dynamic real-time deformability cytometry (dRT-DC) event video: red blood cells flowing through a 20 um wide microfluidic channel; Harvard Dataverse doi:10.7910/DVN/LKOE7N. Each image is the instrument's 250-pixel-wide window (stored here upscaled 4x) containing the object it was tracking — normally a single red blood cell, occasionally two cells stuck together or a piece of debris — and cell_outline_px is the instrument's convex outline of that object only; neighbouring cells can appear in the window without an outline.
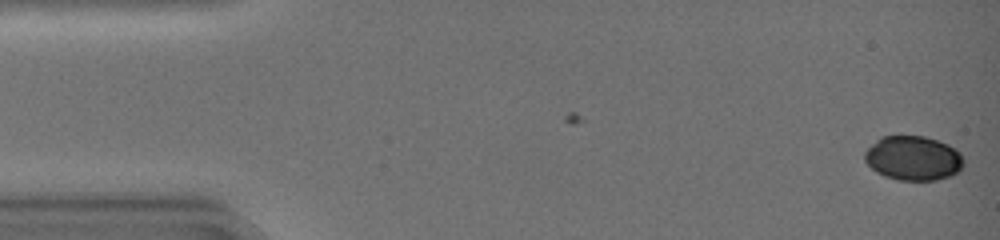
{"species": "common noctule bat (a hibernating species)", "species_latin": "Nyctalus noctula", "temperature_condition": "warm", "stored_images_in_passage": 43, "camera_frame_rate_fps": 3000, "um_per_image_px": 0.085, "animal": {"sex": "female", "body_mass_g": 19.0, "forearm_length_mm": 51.5}, "frame": {"image": 1, "passage_image": 1, "time_ms": 0.0, "image_size_px": [1000, 240], "cell_outline_px": [[964, 164], [956, 172], [948, 176], [936, 180], [896, 180], [884, 176], [876, 172], [864, 160], [864, 152], [876, 140], [884, 136], [924, 136], [948, 144], [960, 152], [964, 160]], "centroid_in_image_um": [77.61, 13.44], "position_along_channel_um": 7.4, "area_um2": 25.55}}
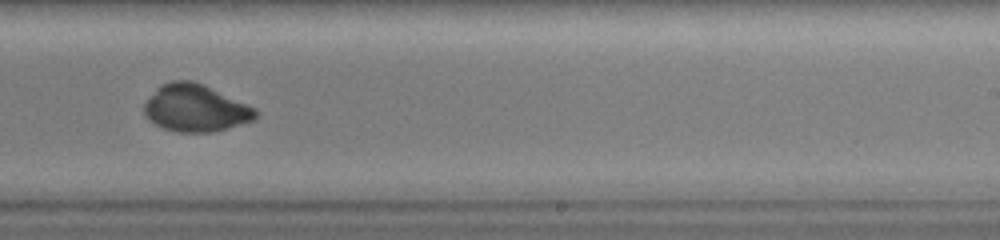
{"frame": {"image": 2, "passage_image": 28, "time_ms": 9.0, "image_size_px": [1000, 240], "cell_outline_px": [[256, 116], [252, 120], [212, 132], [180, 132], [164, 128], [148, 120], [144, 112], [144, 104], [156, 88], [160, 84], [172, 80], [192, 80], [248, 104], [256, 108]], "centroid_in_image_um": [16.57, 9.18], "position_along_channel_um": 272.4, "area_um2": 30.23}}
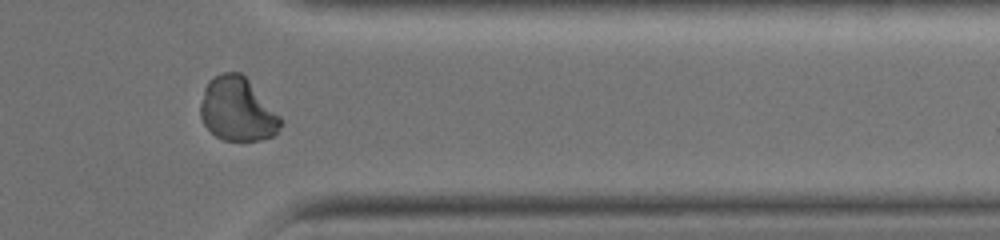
{"frame": {"image": 3, "passage_image": 36, "time_ms": 11.667, "image_size_px": [1000, 240], "cell_outline_px": [[284, 124], [276, 136], [260, 140], [224, 140], [216, 136], [204, 124], [200, 116], [200, 104], [204, 88], [208, 80], [224, 72], [240, 72], [248, 80], [284, 120]], "centroid_in_image_um": [20.21, 9.32], "position_along_channel_um": 391.2, "area_um2": 29.88}}